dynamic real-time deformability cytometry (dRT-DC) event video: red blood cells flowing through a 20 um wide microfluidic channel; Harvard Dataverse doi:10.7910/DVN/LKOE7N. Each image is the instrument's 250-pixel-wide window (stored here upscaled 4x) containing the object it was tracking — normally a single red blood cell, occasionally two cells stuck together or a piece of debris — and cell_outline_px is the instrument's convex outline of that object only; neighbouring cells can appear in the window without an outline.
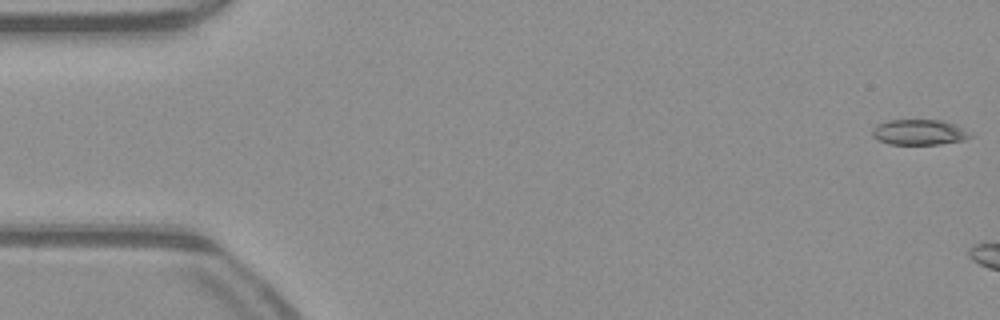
{"species": "common noctule bat (a hibernating species)", "species_latin": "Nyctalus noctula", "temperature_condition": "warm", "stored_images_in_passage": 8, "camera_frame_rate_fps": 3000, "um_per_image_px": 0.085, "animal": {"sex": "male", "body_mass_g": 23.1, "forearm_length_mm": 52.7}, "frame": {"image": 1, "passage_image": 1, "time_ms": 0.0, "image_size_px": [1000, 320], "cell_outline_px": [[976, 136], [964, 140], [940, 144], [888, 144], [876, 140], [872, 136], [872, 128], [876, 124], [888, 120], [944, 120], [956, 124]], "centroid_in_image_um": [78.13, 11.24], "position_along_channel_um": 6.9, "area_um2": 14.85}}